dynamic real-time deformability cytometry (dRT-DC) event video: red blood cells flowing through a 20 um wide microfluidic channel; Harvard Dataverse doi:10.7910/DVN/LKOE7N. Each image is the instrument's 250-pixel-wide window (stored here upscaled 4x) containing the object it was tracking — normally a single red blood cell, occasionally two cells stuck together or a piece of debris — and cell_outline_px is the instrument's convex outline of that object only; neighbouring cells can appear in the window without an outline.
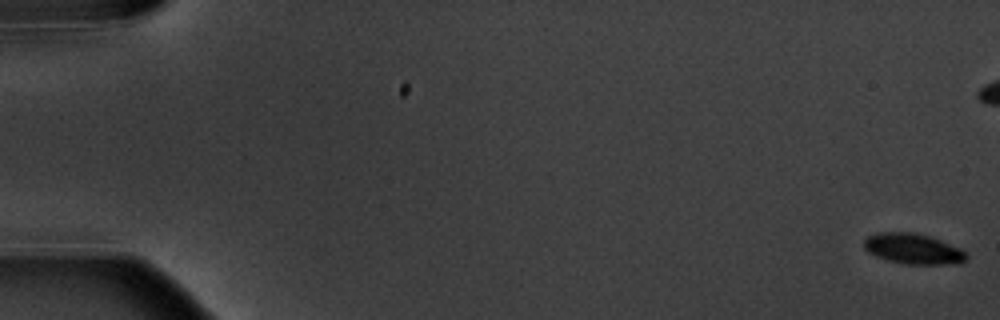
{"species": "common noctule bat (a hibernating species)", "species_latin": "Nyctalus noctula", "temperature_condition": "warm", "stored_images_in_passage": 10, "camera_frame_rate_fps": 3000, "um_per_image_px": 0.085, "animal": {"sex": "male", "body_mass_g": 20.1, "forearm_length_mm": 53.5}, "frame": {"image": 1, "passage_image": 1, "time_ms": 0.0, "image_size_px": [1000, 320], "cell_outline_px": [[968, 256], [960, 264], [904, 264], [888, 260], [876, 256], [868, 252], [864, 248], [864, 240], [868, 236], [880, 232], [912, 232], [928, 236], [940, 240], [960, 248]], "centroid_in_image_um": [77.61, 21.15], "position_along_channel_um": 7.4, "area_um2": 18.09}}